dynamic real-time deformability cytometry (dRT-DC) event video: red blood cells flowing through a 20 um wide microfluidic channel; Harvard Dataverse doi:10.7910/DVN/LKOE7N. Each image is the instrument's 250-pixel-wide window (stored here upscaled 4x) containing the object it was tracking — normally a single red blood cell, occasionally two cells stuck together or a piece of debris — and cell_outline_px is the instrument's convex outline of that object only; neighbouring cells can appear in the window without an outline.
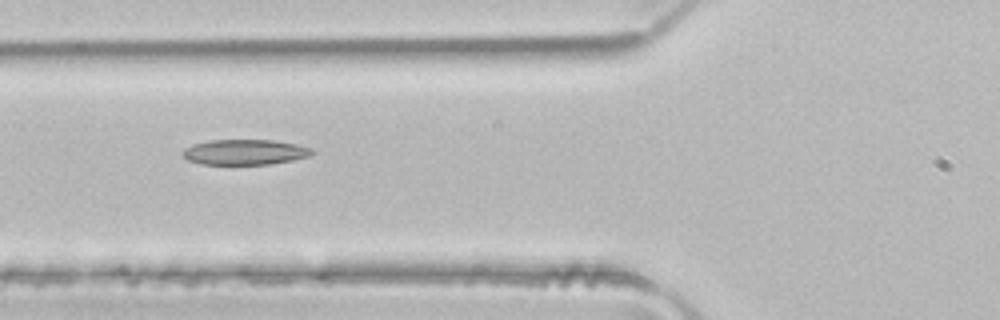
{"species": "common noctule bat (a hibernating species)", "species_latin": "Nyctalus noctula", "temperature_condition": "room temperature", "stored_images_in_passage": 2, "camera_frame_rate_fps": 3000, "um_per_image_px": 0.085, "animal": {"sex": "male", "body_mass_g": 21.5, "forearm_length_mm": 52.0}, "frame": {"image": 1, "passage_image": 2, "time_ms": 0.333, "image_size_px": [1000, 320], "cell_outline_px": [[316, 152], [308, 156], [292, 160], [268, 164], [200, 164], [188, 160], [180, 152], [184, 148], [192, 144], [208, 140], [276, 140], [296, 144], [312, 148]], "centroid_in_image_um": [20.79, 12.92], "position_along_channel_um": 105.0, "area_um2": 19.19}}